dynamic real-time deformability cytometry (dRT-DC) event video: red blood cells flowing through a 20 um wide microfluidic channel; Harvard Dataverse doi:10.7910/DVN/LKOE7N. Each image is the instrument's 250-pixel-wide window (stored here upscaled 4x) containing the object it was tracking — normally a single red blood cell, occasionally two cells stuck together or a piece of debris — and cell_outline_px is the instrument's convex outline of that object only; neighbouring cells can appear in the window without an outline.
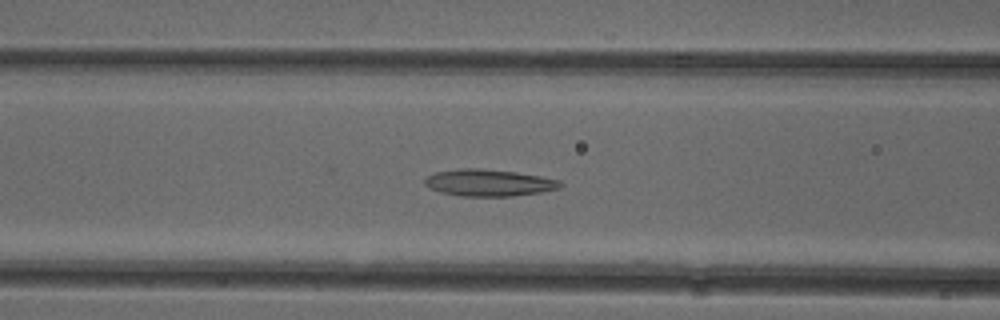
{"species": "common noctule bat (a hibernating species)", "species_latin": "Nyctalus noctula", "temperature_condition": "cold", "stored_images_in_passage": 43, "camera_frame_rate_fps": 3000, "um_per_image_px": 0.085, "animal": {"sex": "female"}, "frame": {"image": 1, "passage_image": 12, "time_ms": 3.667, "image_size_px": [1000, 320], "cell_outline_px": [[564, 184], [560, 188], [540, 192], [512, 196], [460, 196], [440, 192], [428, 188], [424, 184], [424, 180], [428, 176], [436, 172], [460, 168], [480, 168], [516, 172], [540, 176], [560, 180]], "centroid_in_image_um": [41.54, 15.53], "position_along_channel_um": 125.1, "area_um2": 21.27}}
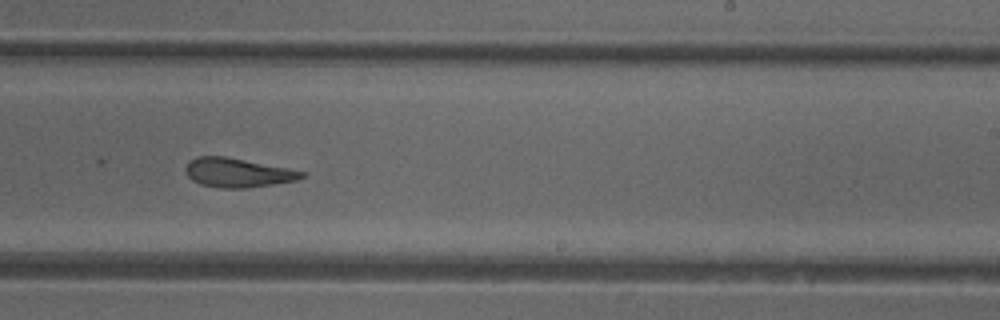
{"frame": {"image": 2, "passage_image": 23, "time_ms": 7.333, "image_size_px": [1000, 320], "cell_outline_px": [[308, 172], [304, 176], [296, 180], [272, 184], [244, 188], [220, 188], [200, 184], [192, 180], [188, 176], [184, 168], [188, 160], [196, 156], [224, 156], [288, 168]], "centroid_in_image_um": [20.16, 14.67], "position_along_channel_um": 268.8, "area_um2": 19.71}}
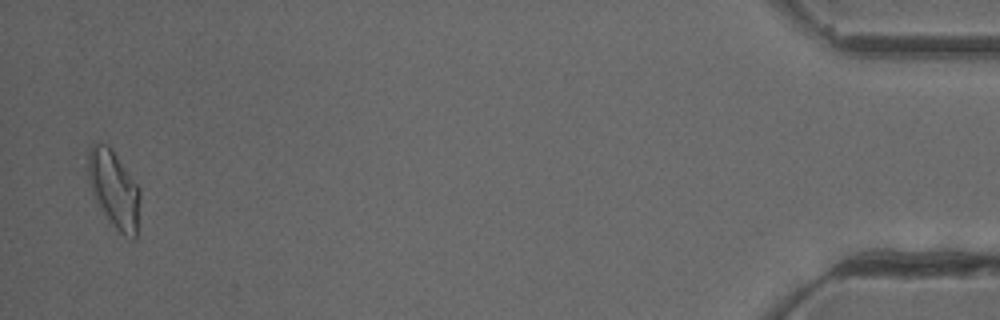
{"frame": {"image": 3, "passage_image": 42, "time_ms": 13.667, "image_size_px": [1000, 320], "cell_outline_px": [[140, 196], [136, 240], [132, 240], [124, 236], [116, 228], [104, 212], [96, 200], [92, 192], [88, 176], [88, 148], [92, 144], [108, 144], [140, 188]], "centroid_in_image_um": [9.71, 16.08], "position_along_channel_um": 425.5, "area_um2": 23.12}, "authors_computed_cell_mechanics": {"area_um2": 20.7502, "velocity_mm_per_s": 3.9341, "shape_relaxation_time_tau1_ms": null, "shape_relaxation_time_tau2_ms": 2.2765, "deformation_change_tau1": null, "deformation_change_tau2": 0.1011}}